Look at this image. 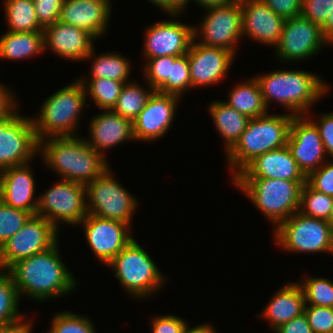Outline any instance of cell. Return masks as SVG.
Instances as JSON below:
<instances>
[{
    "label": "cell",
    "instance_id": "obj_1",
    "mask_svg": "<svg viewBox=\"0 0 333 333\" xmlns=\"http://www.w3.org/2000/svg\"><path fill=\"white\" fill-rule=\"evenodd\" d=\"M58 243L59 241L43 252L17 261L8 269L20 298L26 295L29 299L31 297L30 300L41 303L53 297H66L75 291L76 278L62 262Z\"/></svg>",
    "mask_w": 333,
    "mask_h": 333
},
{
    "label": "cell",
    "instance_id": "obj_2",
    "mask_svg": "<svg viewBox=\"0 0 333 333\" xmlns=\"http://www.w3.org/2000/svg\"><path fill=\"white\" fill-rule=\"evenodd\" d=\"M39 155L48 168L61 175L60 180L66 179L83 185L92 182L110 168L105 156L79 136L42 139L39 141Z\"/></svg>",
    "mask_w": 333,
    "mask_h": 333
},
{
    "label": "cell",
    "instance_id": "obj_3",
    "mask_svg": "<svg viewBox=\"0 0 333 333\" xmlns=\"http://www.w3.org/2000/svg\"><path fill=\"white\" fill-rule=\"evenodd\" d=\"M255 79L267 108L276 101L293 116L310 113V107L329 91L327 83L318 75L304 70H279Z\"/></svg>",
    "mask_w": 333,
    "mask_h": 333
},
{
    "label": "cell",
    "instance_id": "obj_4",
    "mask_svg": "<svg viewBox=\"0 0 333 333\" xmlns=\"http://www.w3.org/2000/svg\"><path fill=\"white\" fill-rule=\"evenodd\" d=\"M293 115L265 114L251 118L239 140L226 153L234 178L255 157L287 145Z\"/></svg>",
    "mask_w": 333,
    "mask_h": 333
},
{
    "label": "cell",
    "instance_id": "obj_5",
    "mask_svg": "<svg viewBox=\"0 0 333 333\" xmlns=\"http://www.w3.org/2000/svg\"><path fill=\"white\" fill-rule=\"evenodd\" d=\"M86 90L78 79L47 97L41 105L39 117L32 118L37 139L76 137L85 103Z\"/></svg>",
    "mask_w": 333,
    "mask_h": 333
},
{
    "label": "cell",
    "instance_id": "obj_6",
    "mask_svg": "<svg viewBox=\"0 0 333 333\" xmlns=\"http://www.w3.org/2000/svg\"><path fill=\"white\" fill-rule=\"evenodd\" d=\"M232 182L276 227L299 211L301 191L306 183L269 178H232Z\"/></svg>",
    "mask_w": 333,
    "mask_h": 333
},
{
    "label": "cell",
    "instance_id": "obj_7",
    "mask_svg": "<svg viewBox=\"0 0 333 333\" xmlns=\"http://www.w3.org/2000/svg\"><path fill=\"white\" fill-rule=\"evenodd\" d=\"M150 255L133 238L108 264L119 283L134 298L157 293L167 279Z\"/></svg>",
    "mask_w": 333,
    "mask_h": 333
},
{
    "label": "cell",
    "instance_id": "obj_8",
    "mask_svg": "<svg viewBox=\"0 0 333 333\" xmlns=\"http://www.w3.org/2000/svg\"><path fill=\"white\" fill-rule=\"evenodd\" d=\"M274 230V242L285 252L333 254V228L326 220L297 211Z\"/></svg>",
    "mask_w": 333,
    "mask_h": 333
},
{
    "label": "cell",
    "instance_id": "obj_9",
    "mask_svg": "<svg viewBox=\"0 0 333 333\" xmlns=\"http://www.w3.org/2000/svg\"><path fill=\"white\" fill-rule=\"evenodd\" d=\"M88 214L117 220L132 226L138 200L115 179L108 168L102 175L85 185Z\"/></svg>",
    "mask_w": 333,
    "mask_h": 333
},
{
    "label": "cell",
    "instance_id": "obj_10",
    "mask_svg": "<svg viewBox=\"0 0 333 333\" xmlns=\"http://www.w3.org/2000/svg\"><path fill=\"white\" fill-rule=\"evenodd\" d=\"M36 215L44 217L58 230L61 223L79 225L88 215L85 185L62 179L38 197Z\"/></svg>",
    "mask_w": 333,
    "mask_h": 333
},
{
    "label": "cell",
    "instance_id": "obj_11",
    "mask_svg": "<svg viewBox=\"0 0 333 333\" xmlns=\"http://www.w3.org/2000/svg\"><path fill=\"white\" fill-rule=\"evenodd\" d=\"M204 9L208 13L201 21L200 28L197 25L193 27L194 40L202 36L198 44L223 48L237 54V43L243 39L241 0Z\"/></svg>",
    "mask_w": 333,
    "mask_h": 333
},
{
    "label": "cell",
    "instance_id": "obj_12",
    "mask_svg": "<svg viewBox=\"0 0 333 333\" xmlns=\"http://www.w3.org/2000/svg\"><path fill=\"white\" fill-rule=\"evenodd\" d=\"M17 112L0 120V172L30 163L39 154L31 117Z\"/></svg>",
    "mask_w": 333,
    "mask_h": 333
},
{
    "label": "cell",
    "instance_id": "obj_13",
    "mask_svg": "<svg viewBox=\"0 0 333 333\" xmlns=\"http://www.w3.org/2000/svg\"><path fill=\"white\" fill-rule=\"evenodd\" d=\"M52 223L39 215H32L25 225L0 247V269L8 270L21 259L51 248L59 239Z\"/></svg>",
    "mask_w": 333,
    "mask_h": 333
},
{
    "label": "cell",
    "instance_id": "obj_14",
    "mask_svg": "<svg viewBox=\"0 0 333 333\" xmlns=\"http://www.w3.org/2000/svg\"><path fill=\"white\" fill-rule=\"evenodd\" d=\"M321 26L302 16L286 19L278 44L276 57L283 62H296L317 55L327 46Z\"/></svg>",
    "mask_w": 333,
    "mask_h": 333
},
{
    "label": "cell",
    "instance_id": "obj_15",
    "mask_svg": "<svg viewBox=\"0 0 333 333\" xmlns=\"http://www.w3.org/2000/svg\"><path fill=\"white\" fill-rule=\"evenodd\" d=\"M307 115L294 116L289 130L287 147L298 167L307 176L327 161L318 127Z\"/></svg>",
    "mask_w": 333,
    "mask_h": 333
},
{
    "label": "cell",
    "instance_id": "obj_16",
    "mask_svg": "<svg viewBox=\"0 0 333 333\" xmlns=\"http://www.w3.org/2000/svg\"><path fill=\"white\" fill-rule=\"evenodd\" d=\"M79 225L84 228L88 246L107 265L132 239L128 224L88 214Z\"/></svg>",
    "mask_w": 333,
    "mask_h": 333
},
{
    "label": "cell",
    "instance_id": "obj_17",
    "mask_svg": "<svg viewBox=\"0 0 333 333\" xmlns=\"http://www.w3.org/2000/svg\"><path fill=\"white\" fill-rule=\"evenodd\" d=\"M179 15H169L174 18L170 21L157 22L147 28L143 45V55L146 60L163 56L178 57L188 53L194 40V25L174 20Z\"/></svg>",
    "mask_w": 333,
    "mask_h": 333
},
{
    "label": "cell",
    "instance_id": "obj_18",
    "mask_svg": "<svg viewBox=\"0 0 333 333\" xmlns=\"http://www.w3.org/2000/svg\"><path fill=\"white\" fill-rule=\"evenodd\" d=\"M180 96L154 91L146 106L133 120L134 137L137 141L154 142L162 138L175 118Z\"/></svg>",
    "mask_w": 333,
    "mask_h": 333
},
{
    "label": "cell",
    "instance_id": "obj_19",
    "mask_svg": "<svg viewBox=\"0 0 333 333\" xmlns=\"http://www.w3.org/2000/svg\"><path fill=\"white\" fill-rule=\"evenodd\" d=\"M192 89L213 86L226 77L235 54L218 47L205 46L192 41L187 53Z\"/></svg>",
    "mask_w": 333,
    "mask_h": 333
},
{
    "label": "cell",
    "instance_id": "obj_20",
    "mask_svg": "<svg viewBox=\"0 0 333 333\" xmlns=\"http://www.w3.org/2000/svg\"><path fill=\"white\" fill-rule=\"evenodd\" d=\"M243 37L276 46L280 40L285 19L278 16L263 0H241Z\"/></svg>",
    "mask_w": 333,
    "mask_h": 333
},
{
    "label": "cell",
    "instance_id": "obj_21",
    "mask_svg": "<svg viewBox=\"0 0 333 333\" xmlns=\"http://www.w3.org/2000/svg\"><path fill=\"white\" fill-rule=\"evenodd\" d=\"M111 10V4L105 0H64L58 21L99 39L108 30Z\"/></svg>",
    "mask_w": 333,
    "mask_h": 333
},
{
    "label": "cell",
    "instance_id": "obj_22",
    "mask_svg": "<svg viewBox=\"0 0 333 333\" xmlns=\"http://www.w3.org/2000/svg\"><path fill=\"white\" fill-rule=\"evenodd\" d=\"M44 32V50L71 61H85L94 47L95 38L88 32L73 25L57 21L46 26ZM94 39V40H93Z\"/></svg>",
    "mask_w": 333,
    "mask_h": 333
},
{
    "label": "cell",
    "instance_id": "obj_23",
    "mask_svg": "<svg viewBox=\"0 0 333 333\" xmlns=\"http://www.w3.org/2000/svg\"><path fill=\"white\" fill-rule=\"evenodd\" d=\"M234 178H269L306 181L287 145L255 157Z\"/></svg>",
    "mask_w": 333,
    "mask_h": 333
},
{
    "label": "cell",
    "instance_id": "obj_24",
    "mask_svg": "<svg viewBox=\"0 0 333 333\" xmlns=\"http://www.w3.org/2000/svg\"><path fill=\"white\" fill-rule=\"evenodd\" d=\"M89 122L88 137L90 138H84V140L105 157V150L125 141H135L133 121L117 114L112 109L94 115Z\"/></svg>",
    "mask_w": 333,
    "mask_h": 333
},
{
    "label": "cell",
    "instance_id": "obj_25",
    "mask_svg": "<svg viewBox=\"0 0 333 333\" xmlns=\"http://www.w3.org/2000/svg\"><path fill=\"white\" fill-rule=\"evenodd\" d=\"M29 164L13 166L0 172V199L11 207L35 215L38 197H34L36 180Z\"/></svg>",
    "mask_w": 333,
    "mask_h": 333
},
{
    "label": "cell",
    "instance_id": "obj_26",
    "mask_svg": "<svg viewBox=\"0 0 333 333\" xmlns=\"http://www.w3.org/2000/svg\"><path fill=\"white\" fill-rule=\"evenodd\" d=\"M271 298L259 316L268 320L273 331L304 313L305 296L298 282L284 284Z\"/></svg>",
    "mask_w": 333,
    "mask_h": 333
},
{
    "label": "cell",
    "instance_id": "obj_27",
    "mask_svg": "<svg viewBox=\"0 0 333 333\" xmlns=\"http://www.w3.org/2000/svg\"><path fill=\"white\" fill-rule=\"evenodd\" d=\"M208 109L213 118V125L225 142L224 149L227 153L245 131L250 118L221 100L211 102Z\"/></svg>",
    "mask_w": 333,
    "mask_h": 333
},
{
    "label": "cell",
    "instance_id": "obj_28",
    "mask_svg": "<svg viewBox=\"0 0 333 333\" xmlns=\"http://www.w3.org/2000/svg\"><path fill=\"white\" fill-rule=\"evenodd\" d=\"M44 32H9L0 36V59L21 60L44 52Z\"/></svg>",
    "mask_w": 333,
    "mask_h": 333
},
{
    "label": "cell",
    "instance_id": "obj_29",
    "mask_svg": "<svg viewBox=\"0 0 333 333\" xmlns=\"http://www.w3.org/2000/svg\"><path fill=\"white\" fill-rule=\"evenodd\" d=\"M234 87L228 92V101H224L227 105L250 119L269 113L255 76Z\"/></svg>",
    "mask_w": 333,
    "mask_h": 333
},
{
    "label": "cell",
    "instance_id": "obj_30",
    "mask_svg": "<svg viewBox=\"0 0 333 333\" xmlns=\"http://www.w3.org/2000/svg\"><path fill=\"white\" fill-rule=\"evenodd\" d=\"M90 78H106L127 83L131 72L130 61L119 53H105L96 55L95 50L86 57L91 60ZM94 58V59H93Z\"/></svg>",
    "mask_w": 333,
    "mask_h": 333
},
{
    "label": "cell",
    "instance_id": "obj_31",
    "mask_svg": "<svg viewBox=\"0 0 333 333\" xmlns=\"http://www.w3.org/2000/svg\"><path fill=\"white\" fill-rule=\"evenodd\" d=\"M4 13L9 32L43 31L34 8L29 0H4Z\"/></svg>",
    "mask_w": 333,
    "mask_h": 333
},
{
    "label": "cell",
    "instance_id": "obj_32",
    "mask_svg": "<svg viewBox=\"0 0 333 333\" xmlns=\"http://www.w3.org/2000/svg\"><path fill=\"white\" fill-rule=\"evenodd\" d=\"M20 295L8 270H0V327L12 326L25 318L19 313Z\"/></svg>",
    "mask_w": 333,
    "mask_h": 333
},
{
    "label": "cell",
    "instance_id": "obj_33",
    "mask_svg": "<svg viewBox=\"0 0 333 333\" xmlns=\"http://www.w3.org/2000/svg\"><path fill=\"white\" fill-rule=\"evenodd\" d=\"M147 85L148 88H143L137 81L136 83L133 81L125 83L112 110L133 121L146 106L155 91L148 83Z\"/></svg>",
    "mask_w": 333,
    "mask_h": 333
},
{
    "label": "cell",
    "instance_id": "obj_34",
    "mask_svg": "<svg viewBox=\"0 0 333 333\" xmlns=\"http://www.w3.org/2000/svg\"><path fill=\"white\" fill-rule=\"evenodd\" d=\"M85 87L86 95L90 96L101 110L113 109L121 93L124 82L106 78H79Z\"/></svg>",
    "mask_w": 333,
    "mask_h": 333
},
{
    "label": "cell",
    "instance_id": "obj_35",
    "mask_svg": "<svg viewBox=\"0 0 333 333\" xmlns=\"http://www.w3.org/2000/svg\"><path fill=\"white\" fill-rule=\"evenodd\" d=\"M189 88H192V81L187 53L178 57L170 56L169 77L156 91L182 98Z\"/></svg>",
    "mask_w": 333,
    "mask_h": 333
},
{
    "label": "cell",
    "instance_id": "obj_36",
    "mask_svg": "<svg viewBox=\"0 0 333 333\" xmlns=\"http://www.w3.org/2000/svg\"><path fill=\"white\" fill-rule=\"evenodd\" d=\"M333 204V197L318 192L307 183L301 191L299 212L302 214L328 221Z\"/></svg>",
    "mask_w": 333,
    "mask_h": 333
},
{
    "label": "cell",
    "instance_id": "obj_37",
    "mask_svg": "<svg viewBox=\"0 0 333 333\" xmlns=\"http://www.w3.org/2000/svg\"><path fill=\"white\" fill-rule=\"evenodd\" d=\"M298 283L303 289L305 305L333 308V281L324 277H305Z\"/></svg>",
    "mask_w": 333,
    "mask_h": 333
},
{
    "label": "cell",
    "instance_id": "obj_38",
    "mask_svg": "<svg viewBox=\"0 0 333 333\" xmlns=\"http://www.w3.org/2000/svg\"><path fill=\"white\" fill-rule=\"evenodd\" d=\"M46 333H96V331L89 317L71 311H61L54 315Z\"/></svg>",
    "mask_w": 333,
    "mask_h": 333
},
{
    "label": "cell",
    "instance_id": "obj_39",
    "mask_svg": "<svg viewBox=\"0 0 333 333\" xmlns=\"http://www.w3.org/2000/svg\"><path fill=\"white\" fill-rule=\"evenodd\" d=\"M31 216L30 212L11 207L0 199V247L14 236Z\"/></svg>",
    "mask_w": 333,
    "mask_h": 333
},
{
    "label": "cell",
    "instance_id": "obj_40",
    "mask_svg": "<svg viewBox=\"0 0 333 333\" xmlns=\"http://www.w3.org/2000/svg\"><path fill=\"white\" fill-rule=\"evenodd\" d=\"M146 82L157 90L169 77L170 56L150 58L143 66Z\"/></svg>",
    "mask_w": 333,
    "mask_h": 333
},
{
    "label": "cell",
    "instance_id": "obj_41",
    "mask_svg": "<svg viewBox=\"0 0 333 333\" xmlns=\"http://www.w3.org/2000/svg\"><path fill=\"white\" fill-rule=\"evenodd\" d=\"M304 313L314 333H333V308L305 305Z\"/></svg>",
    "mask_w": 333,
    "mask_h": 333
},
{
    "label": "cell",
    "instance_id": "obj_42",
    "mask_svg": "<svg viewBox=\"0 0 333 333\" xmlns=\"http://www.w3.org/2000/svg\"><path fill=\"white\" fill-rule=\"evenodd\" d=\"M331 161V162H330ZM328 160L306 176V183L314 190L333 197V161Z\"/></svg>",
    "mask_w": 333,
    "mask_h": 333
},
{
    "label": "cell",
    "instance_id": "obj_43",
    "mask_svg": "<svg viewBox=\"0 0 333 333\" xmlns=\"http://www.w3.org/2000/svg\"><path fill=\"white\" fill-rule=\"evenodd\" d=\"M333 8V0H302L301 16L321 26Z\"/></svg>",
    "mask_w": 333,
    "mask_h": 333
},
{
    "label": "cell",
    "instance_id": "obj_44",
    "mask_svg": "<svg viewBox=\"0 0 333 333\" xmlns=\"http://www.w3.org/2000/svg\"><path fill=\"white\" fill-rule=\"evenodd\" d=\"M36 17L45 28L59 20L64 0H34Z\"/></svg>",
    "mask_w": 333,
    "mask_h": 333
},
{
    "label": "cell",
    "instance_id": "obj_45",
    "mask_svg": "<svg viewBox=\"0 0 333 333\" xmlns=\"http://www.w3.org/2000/svg\"><path fill=\"white\" fill-rule=\"evenodd\" d=\"M152 333H184L188 323L177 315L168 314L151 319Z\"/></svg>",
    "mask_w": 333,
    "mask_h": 333
},
{
    "label": "cell",
    "instance_id": "obj_46",
    "mask_svg": "<svg viewBox=\"0 0 333 333\" xmlns=\"http://www.w3.org/2000/svg\"><path fill=\"white\" fill-rule=\"evenodd\" d=\"M319 118V119H318ZM318 127L328 158L333 160V112L323 113L312 120Z\"/></svg>",
    "mask_w": 333,
    "mask_h": 333
},
{
    "label": "cell",
    "instance_id": "obj_47",
    "mask_svg": "<svg viewBox=\"0 0 333 333\" xmlns=\"http://www.w3.org/2000/svg\"><path fill=\"white\" fill-rule=\"evenodd\" d=\"M278 16L285 20L301 16L302 0H263Z\"/></svg>",
    "mask_w": 333,
    "mask_h": 333
},
{
    "label": "cell",
    "instance_id": "obj_48",
    "mask_svg": "<svg viewBox=\"0 0 333 333\" xmlns=\"http://www.w3.org/2000/svg\"><path fill=\"white\" fill-rule=\"evenodd\" d=\"M275 333H314L305 313L280 325L274 330Z\"/></svg>",
    "mask_w": 333,
    "mask_h": 333
},
{
    "label": "cell",
    "instance_id": "obj_49",
    "mask_svg": "<svg viewBox=\"0 0 333 333\" xmlns=\"http://www.w3.org/2000/svg\"><path fill=\"white\" fill-rule=\"evenodd\" d=\"M0 83V120L16 111L19 106L10 88ZM9 89V90H8Z\"/></svg>",
    "mask_w": 333,
    "mask_h": 333
},
{
    "label": "cell",
    "instance_id": "obj_50",
    "mask_svg": "<svg viewBox=\"0 0 333 333\" xmlns=\"http://www.w3.org/2000/svg\"><path fill=\"white\" fill-rule=\"evenodd\" d=\"M24 319L22 322L12 326L0 327V333H32V321Z\"/></svg>",
    "mask_w": 333,
    "mask_h": 333
},
{
    "label": "cell",
    "instance_id": "obj_51",
    "mask_svg": "<svg viewBox=\"0 0 333 333\" xmlns=\"http://www.w3.org/2000/svg\"><path fill=\"white\" fill-rule=\"evenodd\" d=\"M149 2L168 13L167 15L183 13L171 0H149Z\"/></svg>",
    "mask_w": 333,
    "mask_h": 333
},
{
    "label": "cell",
    "instance_id": "obj_52",
    "mask_svg": "<svg viewBox=\"0 0 333 333\" xmlns=\"http://www.w3.org/2000/svg\"><path fill=\"white\" fill-rule=\"evenodd\" d=\"M321 30L328 45L329 43L333 45V8L331 14L327 16L326 21L321 25Z\"/></svg>",
    "mask_w": 333,
    "mask_h": 333
},
{
    "label": "cell",
    "instance_id": "obj_53",
    "mask_svg": "<svg viewBox=\"0 0 333 333\" xmlns=\"http://www.w3.org/2000/svg\"><path fill=\"white\" fill-rule=\"evenodd\" d=\"M212 324L204 323L197 325L196 327H189V324L187 328L185 329L184 333H216L217 331L215 328H213Z\"/></svg>",
    "mask_w": 333,
    "mask_h": 333
},
{
    "label": "cell",
    "instance_id": "obj_54",
    "mask_svg": "<svg viewBox=\"0 0 333 333\" xmlns=\"http://www.w3.org/2000/svg\"><path fill=\"white\" fill-rule=\"evenodd\" d=\"M204 8L227 5L235 0H191Z\"/></svg>",
    "mask_w": 333,
    "mask_h": 333
},
{
    "label": "cell",
    "instance_id": "obj_55",
    "mask_svg": "<svg viewBox=\"0 0 333 333\" xmlns=\"http://www.w3.org/2000/svg\"><path fill=\"white\" fill-rule=\"evenodd\" d=\"M182 12L187 8L191 0H171Z\"/></svg>",
    "mask_w": 333,
    "mask_h": 333
},
{
    "label": "cell",
    "instance_id": "obj_56",
    "mask_svg": "<svg viewBox=\"0 0 333 333\" xmlns=\"http://www.w3.org/2000/svg\"><path fill=\"white\" fill-rule=\"evenodd\" d=\"M328 222L330 223V225H331L332 228H333V204H332V210H331V213H330V216H329Z\"/></svg>",
    "mask_w": 333,
    "mask_h": 333
}]
</instances>
